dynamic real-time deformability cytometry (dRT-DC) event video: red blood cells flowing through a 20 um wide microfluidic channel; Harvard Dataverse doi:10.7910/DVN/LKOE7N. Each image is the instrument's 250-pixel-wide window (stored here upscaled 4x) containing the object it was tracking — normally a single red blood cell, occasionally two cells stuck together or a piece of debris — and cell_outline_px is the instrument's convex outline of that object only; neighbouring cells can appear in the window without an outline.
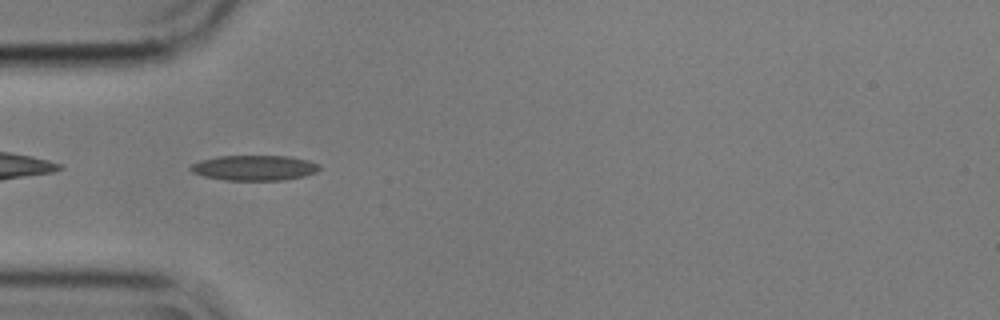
{"species": "common noctule bat (a hibernating species)", "species_latin": "Nyctalus noctula", "temperature_condition": "cold", "stored_images_in_passage": 41, "camera_frame_rate_fps": 3000, "um_per_image_px": 0.085, "animal": {"sex": "male", "body_mass_g": 17.9}, "frame": {"image": 1, "passage_image": 2, "time_ms": 0.333, "image_size_px": [1000, 320], "cell_outline_px": [[320, 168], [316, 172], [304, 176], [284, 180], [224, 180], [204, 176], [192, 172], [188, 168], [192, 164], [200, 160], [216, 156], [288, 156], [308, 160], [320, 164]], "centroid_in_image_um": [21.61, 14.26], "position_along_channel_um": 63.4, "area_um2": 19.02}}
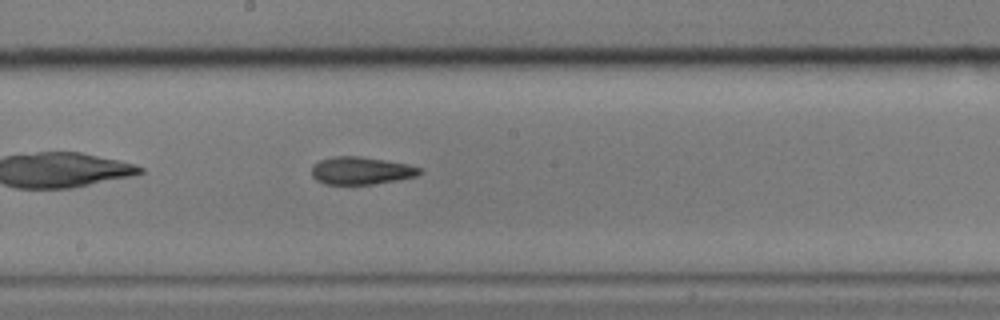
{"frame": {"image": 2, "passage_image": 15, "time_ms": 4.667, "image_size_px": [1000, 320], "cell_outline_px": [[424, 172], [416, 176], [400, 180], [372, 184], [324, 184], [316, 180], [312, 176], [312, 168], [320, 160], [336, 156], [360, 156], [408, 164], [424, 168]], "centroid_in_image_um": [30.75, 14.51], "position_along_channel_um": 217.4, "area_um2": 17.46}}
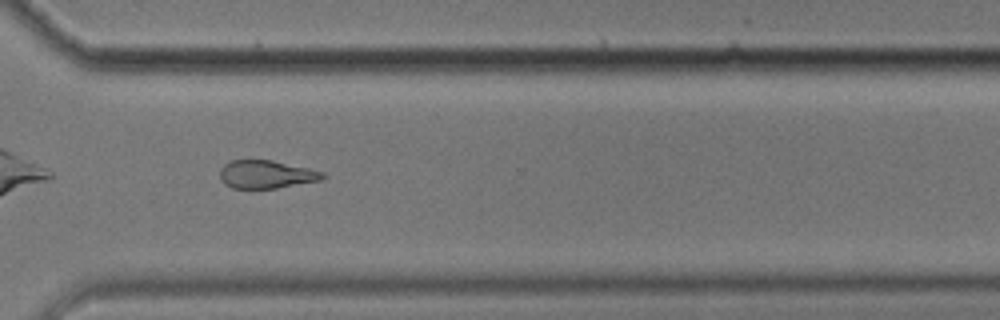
{"frame": {"image": 3, "passage_image": 26, "time_ms": 8.333, "image_size_px": [1000, 320], "cell_outline_px": [[328, 176], [320, 180], [276, 188], [232, 188], [224, 184], [220, 180], [220, 168], [224, 164], [232, 160], [272, 160], [308, 168], [324, 172]], "centroid_in_image_um": [22.62, 14.82], "position_along_channel_um": 348.0, "area_um2": 16.82}, "authors_computed_cell_mechanics": {"area_um2": 18.1492, "velocity_mm_per_s": 3.5675, "shape_relaxation_time_tau1_ms": 5.3097, "shape_relaxation_time_tau2_ms": 4.1136, "deformation_change_tau1": 0.1354, "deformation_change_tau2": 0.1304}}